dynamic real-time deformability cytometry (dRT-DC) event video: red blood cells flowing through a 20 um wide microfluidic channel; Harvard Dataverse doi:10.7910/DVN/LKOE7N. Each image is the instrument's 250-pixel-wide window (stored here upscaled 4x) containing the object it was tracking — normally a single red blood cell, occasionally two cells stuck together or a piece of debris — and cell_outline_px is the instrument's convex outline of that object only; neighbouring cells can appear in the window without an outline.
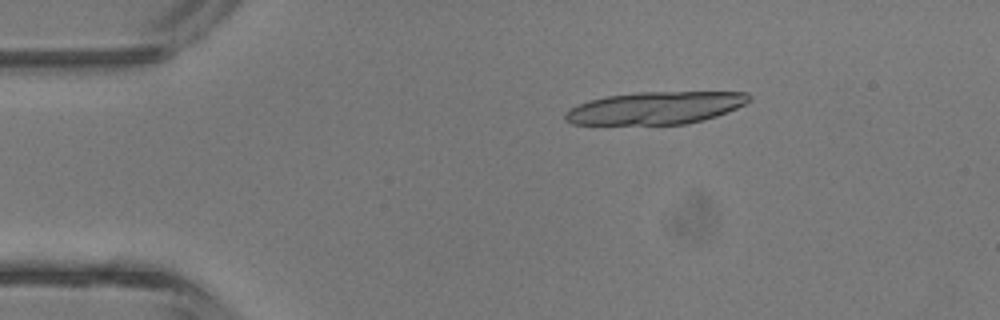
{"species": "common noctule bat (a hibernating species)", "species_latin": "Nyctalus noctula", "temperature_condition": "room temperature", "stored_images_in_passage": 14, "camera_frame_rate_fps": 3000, "um_per_image_px": 0.085, "animal": {"sex": "male", "body_mass_g": 13.3}, "frame": {"image": 1, "passage_image": 7, "time_ms": 2.0, "image_size_px": [1000, 320], "cell_outline_px": [[752, 100], [728, 112], [704, 120], [688, 124], [572, 124], [564, 120], [564, 116], [572, 108], [588, 100], [608, 96], [636, 92], [748, 92], [752, 96]], "centroid_in_image_um": [55.77, 9.17], "position_along_channel_um": 29.2, "area_um2": 34.74}}